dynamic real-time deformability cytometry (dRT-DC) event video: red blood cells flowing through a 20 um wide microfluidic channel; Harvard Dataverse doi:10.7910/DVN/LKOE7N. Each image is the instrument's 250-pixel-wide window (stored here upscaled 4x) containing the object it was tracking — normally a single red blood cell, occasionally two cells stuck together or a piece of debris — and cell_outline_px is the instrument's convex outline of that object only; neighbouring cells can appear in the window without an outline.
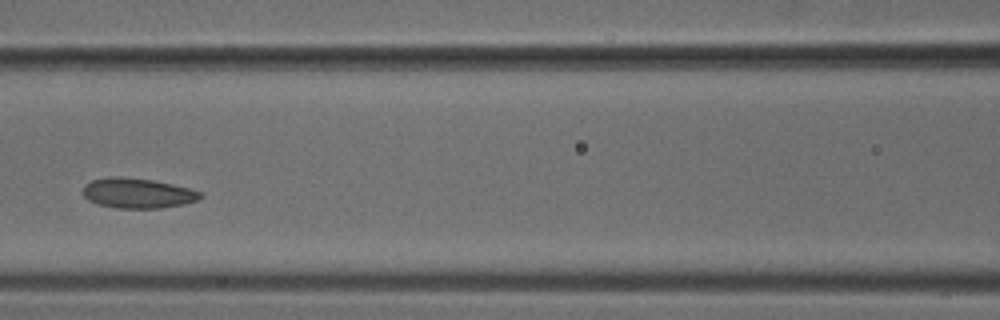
{"species": "common noctule bat (a hibernating species)", "species_latin": "Nyctalus noctula", "temperature_condition": "cold", "stored_images_in_passage": 6, "camera_frame_rate_fps": 3000, "um_per_image_px": 0.085, "animal": {"sex": "male", "body_mass_g": 18.8}, "frame": {"image": 1, "passage_image": 5, "time_ms": 1.333, "image_size_px": [1000, 320], "cell_outline_px": [[204, 196], [196, 200], [184, 204], [160, 208], [116, 208], [100, 204], [88, 200], [84, 196], [84, 184], [92, 180], [112, 176], [120, 176], [152, 180], [172, 184], [188, 188], [200, 192]], "centroid_in_image_um": [11.69, 16.41], "position_along_channel_um": 154.9, "area_um2": 20.4}}
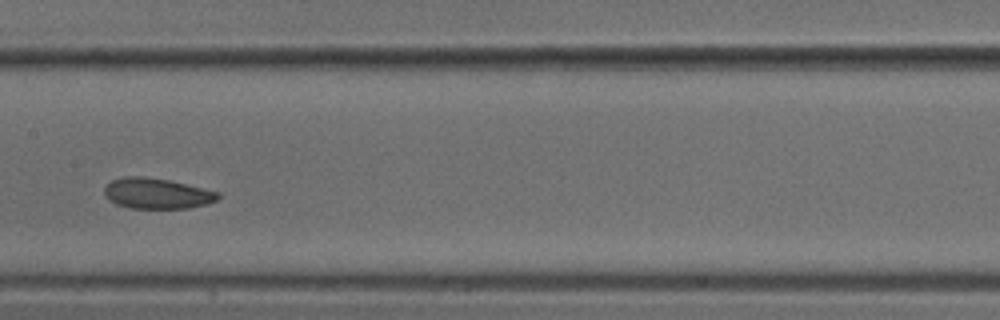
{"frame": {"image": 2, "passage_image": 6, "time_ms": 1.667, "image_size_px": [1000, 320], "cell_outline_px": [[220, 196], [216, 200], [204, 204], [188, 208], [132, 208], [116, 204], [104, 192], [104, 188], [112, 180], [124, 176], [144, 176], [168, 180], [220, 192]], "centroid_in_image_um": [13.34, 16.43], "position_along_channel_um": 194.1, "area_um2": 19.94}}